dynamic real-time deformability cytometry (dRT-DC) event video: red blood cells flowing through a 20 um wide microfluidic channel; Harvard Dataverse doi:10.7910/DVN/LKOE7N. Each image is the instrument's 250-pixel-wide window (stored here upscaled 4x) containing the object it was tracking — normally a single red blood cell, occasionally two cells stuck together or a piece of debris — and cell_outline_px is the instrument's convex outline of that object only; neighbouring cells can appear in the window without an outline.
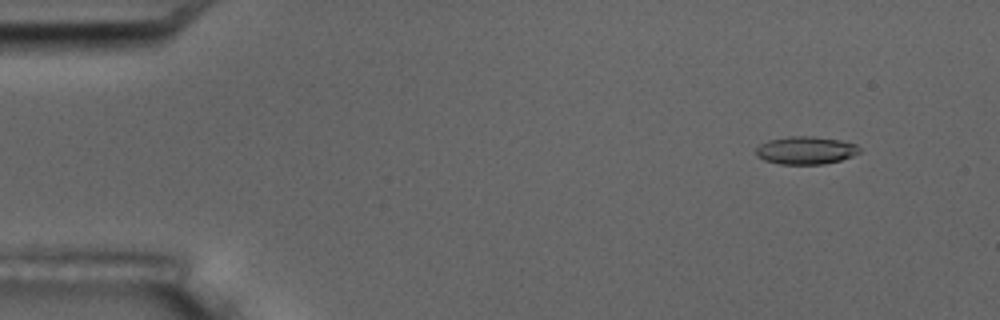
{"species": "common noctule bat (a hibernating species)", "species_latin": "Nyctalus noctula", "temperature_condition": "room temperature", "stored_images_in_passage": 5, "camera_frame_rate_fps": 3000, "um_per_image_px": 0.085, "animal": {"sex": "male", "body_mass_g": 17.5, "forearm_length_mm": 52.3}, "frame": {"image": 1, "passage_image": 2, "time_ms": 1.333, "image_size_px": [1000, 320], "cell_outline_px": [[860, 152], [852, 156], [840, 160], [824, 164], [780, 164], [764, 160], [756, 156], [756, 148], [760, 144], [768, 140], [788, 136], [812, 136], [840, 140], [856, 144], [860, 148]], "centroid_in_image_um": [68.47, 12.77], "position_along_channel_um": 16.5, "area_um2": 16.82}}